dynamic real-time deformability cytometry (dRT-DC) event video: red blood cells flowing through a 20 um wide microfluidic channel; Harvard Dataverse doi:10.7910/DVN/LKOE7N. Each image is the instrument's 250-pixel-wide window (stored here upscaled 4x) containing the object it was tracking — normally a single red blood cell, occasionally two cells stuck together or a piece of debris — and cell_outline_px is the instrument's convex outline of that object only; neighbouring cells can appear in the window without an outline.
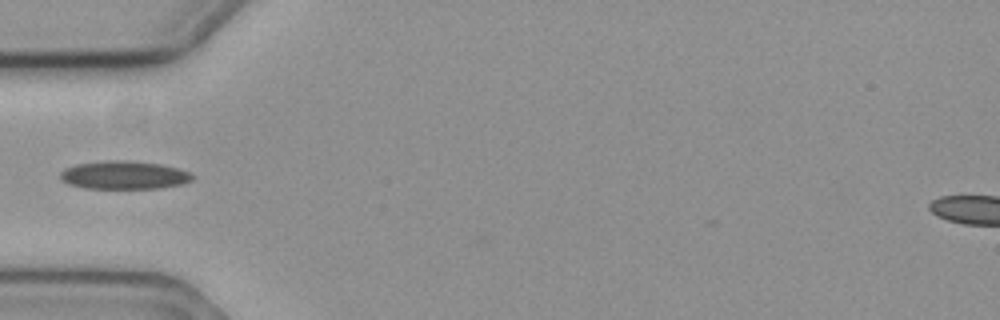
{"species": "common noctule bat (a hibernating species)", "species_latin": "Nyctalus noctula", "temperature_condition": "cold", "stored_images_in_passage": 36, "camera_frame_rate_fps": 3000, "um_per_image_px": 0.085, "animal": {"sex": "female", "body_mass_g": 19.3, "forearm_length_mm": 54.1}, "frame": {"image": 1, "passage_image": 2, "time_ms": 0.333, "image_size_px": [1000, 320], "cell_outline_px": [[196, 176], [192, 180], [184, 184], [160, 188], [84, 188], [68, 184], [60, 176], [60, 172], [64, 168], [76, 164], [104, 160], [128, 160], [160, 164], [180, 168], [192, 172]], "centroid_in_image_um": [10.6, 14.87], "position_along_channel_um": 74.4, "area_um2": 22.02}}
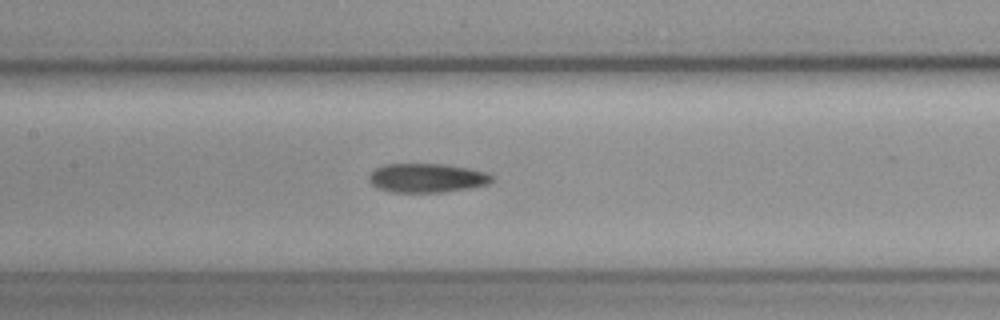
{"frame": {"image": 2, "passage_image": 10, "time_ms": 3.0, "image_size_px": [1000, 320], "cell_outline_px": [[496, 176], [488, 184], [468, 188], [444, 192], [392, 192], [380, 188], [372, 184], [368, 180], [368, 176], [376, 168], [384, 164], [444, 164], [468, 168], [484, 172]], "centroid_in_image_um": [36.29, 15.12], "position_along_channel_um": 171.1, "area_um2": 20.69}}
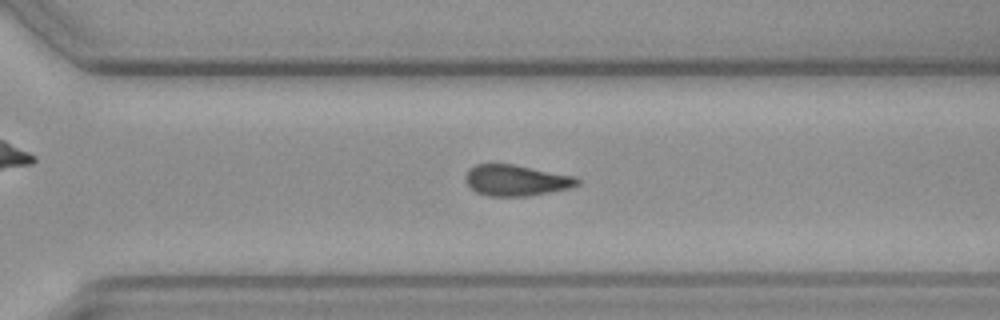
{"frame": {"image": 3, "passage_image": 23, "time_ms": 7.333, "image_size_px": [1000, 320], "cell_outline_px": [[580, 184], [572, 188], [528, 196], [488, 196], [476, 192], [464, 180], [464, 176], [468, 168], [476, 164], [512, 164], [576, 176], [580, 180]], "centroid_in_image_um": [43.88, 15.33], "position_along_channel_um": 326.7, "area_um2": 20.4}}